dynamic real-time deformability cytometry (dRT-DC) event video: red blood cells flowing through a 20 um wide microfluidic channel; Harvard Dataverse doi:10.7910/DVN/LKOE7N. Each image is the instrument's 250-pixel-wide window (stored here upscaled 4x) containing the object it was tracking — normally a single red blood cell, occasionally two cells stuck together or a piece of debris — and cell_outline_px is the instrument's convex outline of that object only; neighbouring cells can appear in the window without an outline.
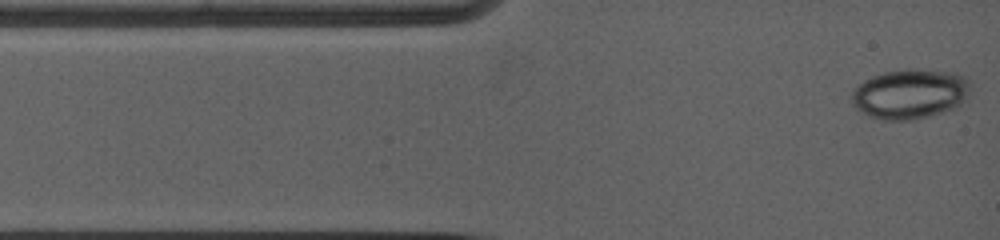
{"species": "common noctule bat (a hibernating species)", "species_latin": "Nyctalus noctula", "temperature_condition": "warm", "stored_images_in_passage": 56, "camera_frame_rate_fps": 5000, "um_per_image_px": 0.085, "animal": {"sex": "female", "body_mass_g": 19.0, "forearm_length_mm": 53.3}, "frame": {"image": 1, "passage_image": 1, "time_ms": 0.0, "image_size_px": [1000, 240], "cell_outline_px": [[972, 84], [968, 96], [960, 104], [944, 112], [912, 120], [884, 120], [868, 116], [856, 108], [852, 104], [848, 96], [864, 80], [872, 76], [884, 72], [900, 68], [916, 68], [948, 72], [964, 76], [972, 80]], "centroid_in_image_um": [77.35, 7.97], "position_along_channel_um": 7.7, "area_um2": 34.97}}
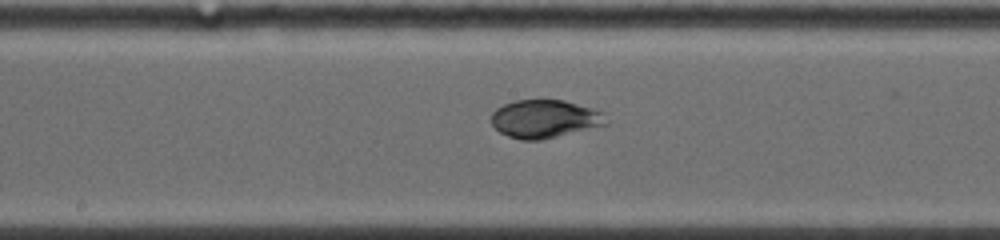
{"frame": {"image": 2, "passage_image": 28, "time_ms": 6.2, "image_size_px": [1000, 240], "cell_outline_px": [[608, 124], [540, 140], [520, 140], [508, 136], [500, 132], [492, 124], [492, 112], [496, 108], [504, 104], [516, 100], [564, 100], [592, 108], [604, 112], [608, 120]], "centroid_in_image_um": [46.31, 10.1], "position_along_channel_um": 201.9, "area_um2": 25.43}}
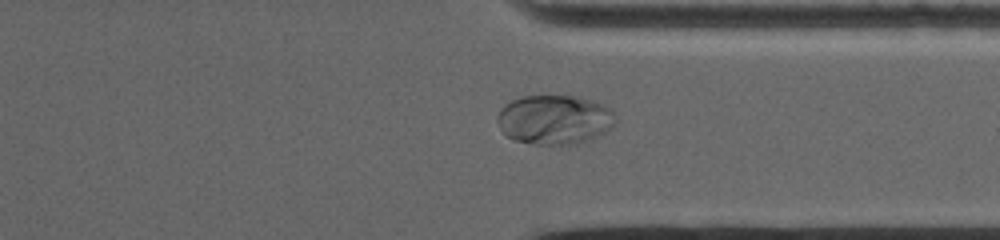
{"frame": {"image": 3, "passage_image": 50, "time_ms": 10.4, "image_size_px": [1000, 240], "cell_outline_px": [[616, 120], [612, 128], [596, 136], [576, 144], [532, 144], [512, 140], [500, 128], [496, 120], [496, 116], [500, 108], [504, 104], [512, 100], [524, 96], [580, 96], [592, 100], [612, 108], [616, 116]], "centroid_in_image_um": [47.13, 10.16], "position_along_channel_um": 364.3, "area_um2": 34.28}, "authors_computed_cell_mechanics": {"area_um2": 29.5358, "velocity_mm_per_s": 3.8738, "shape_relaxation_time_tau1_ms": 7.145, "shape_relaxation_time_tau2_ms": null, "deformation_change_tau1": 0.1553, "deformation_change_tau2": null}}